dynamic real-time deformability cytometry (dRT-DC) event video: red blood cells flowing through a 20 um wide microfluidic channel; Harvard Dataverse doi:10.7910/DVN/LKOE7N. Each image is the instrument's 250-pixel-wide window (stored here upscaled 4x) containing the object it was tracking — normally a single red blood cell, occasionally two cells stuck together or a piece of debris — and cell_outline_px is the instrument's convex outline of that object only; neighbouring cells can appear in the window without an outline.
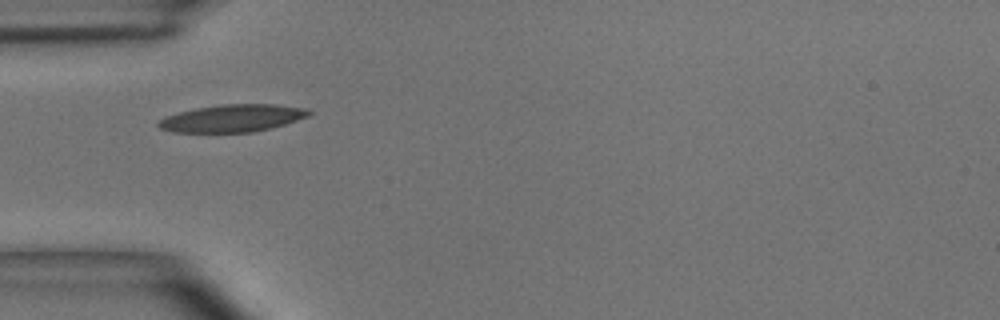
{"species": "common noctule bat (a hibernating species)", "species_latin": "Nyctalus noctula", "temperature_condition": "room temperature", "stored_images_in_passage": 33, "camera_frame_rate_fps": 3000, "um_per_image_px": 0.085, "animal": {"sex": "male", "body_mass_g": 15.6}, "frame": {"image": 1, "passage_image": 1, "time_ms": 0.0, "image_size_px": [1000, 320], "cell_outline_px": [[312, 112], [308, 116], [284, 124], [252, 132], [172, 132], [160, 128], [156, 124], [164, 116], [196, 108], [224, 104], [276, 104], [308, 108]], "centroid_in_image_um": [19.75, 10.04], "position_along_channel_um": 65.3, "area_um2": 23.87}}
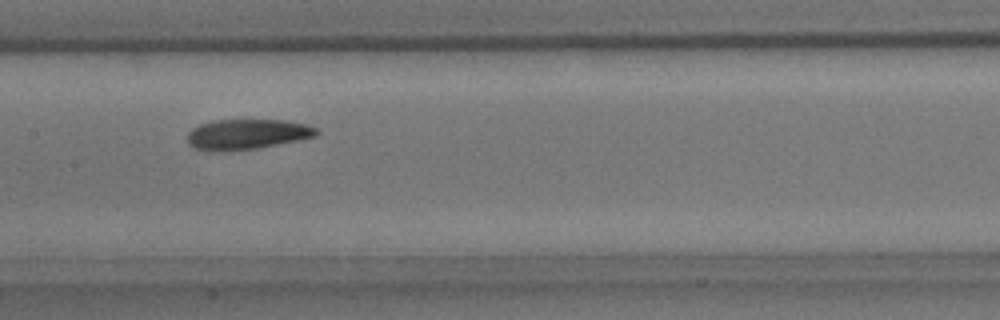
{"frame": {"image": 2, "passage_image": 10, "time_ms": 3.0, "image_size_px": [1000, 320], "cell_outline_px": [[320, 132], [316, 136], [256, 148], [208, 152], [192, 148], [188, 144], [188, 132], [192, 128], [200, 124], [212, 120], [284, 120], [308, 124], [316, 128]], "centroid_in_image_um": [20.95, 11.4], "position_along_channel_um": 186.4, "area_um2": 22.77}}
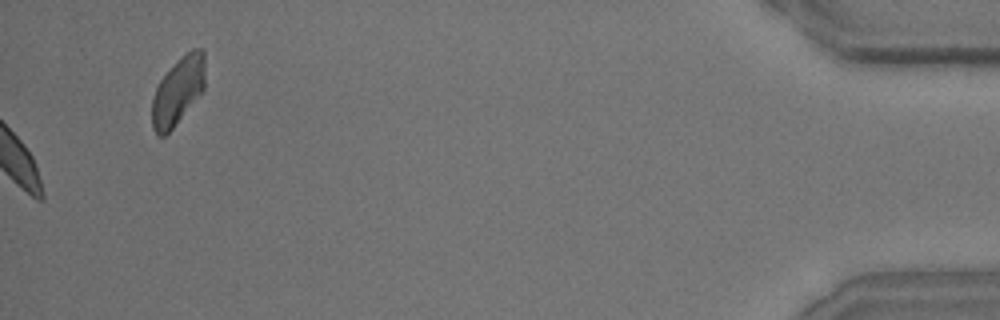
{"frame": {"image": 3, "passage_image": 33, "time_ms": 10.667, "image_size_px": [1000, 320], "cell_outline_px": [[204, 88], [172, 128], [164, 136], [156, 136], [152, 128], [152, 100], [156, 88], [160, 80], [192, 48], [204, 48]], "centroid_in_image_um": [15.11, 7.76], "position_along_channel_um": 420.1, "area_um2": 20.17}, "authors_computed_cell_mechanics": {"area_um2": 22.831, "velocity_mm_per_s": 4.0443, "shape_relaxation_time_tau1_ms": null, "shape_relaxation_time_tau2_ms": 3.2017, "deformation_change_tau1": null, "deformation_change_tau2": 0.0825}}